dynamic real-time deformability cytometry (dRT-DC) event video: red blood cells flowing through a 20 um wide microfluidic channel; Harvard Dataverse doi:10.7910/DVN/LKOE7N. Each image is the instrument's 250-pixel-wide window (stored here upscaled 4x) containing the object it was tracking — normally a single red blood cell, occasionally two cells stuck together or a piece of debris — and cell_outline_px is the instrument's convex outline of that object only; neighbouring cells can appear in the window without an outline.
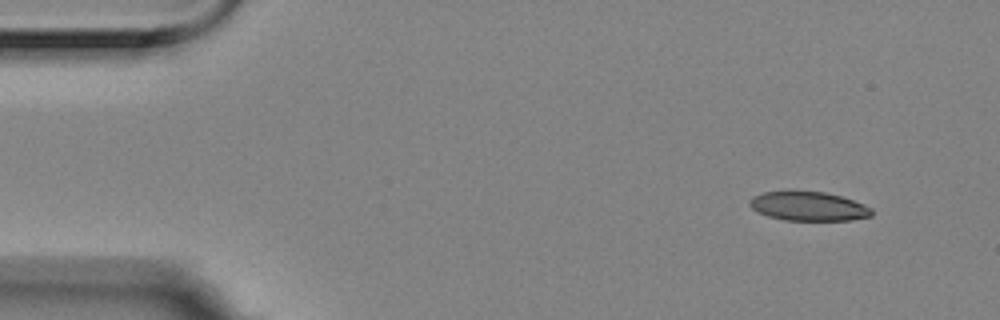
{"species": "Egyptian fruit bat (a non-hibernating species)", "species_latin": "Rousettus aegyptiacus", "temperature_condition": "room temperature", "stored_images_in_passage": 4, "camera_frame_rate_fps": 3000, "um_per_image_px": 0.085, "animal": {"sex": "female"}, "frame": {"image": 1, "passage_image": 1, "time_ms": 0.0, "image_size_px": [1000, 320], "cell_outline_px": [[872, 216], [852, 220], [784, 220], [768, 216], [752, 208], [748, 204], [748, 200], [752, 196], [764, 192], [788, 188], [824, 192], [840, 196], [864, 204], [872, 208]], "centroid_in_image_um": [68.67, 17.49], "position_along_channel_um": 16.3, "area_um2": 21.33}}
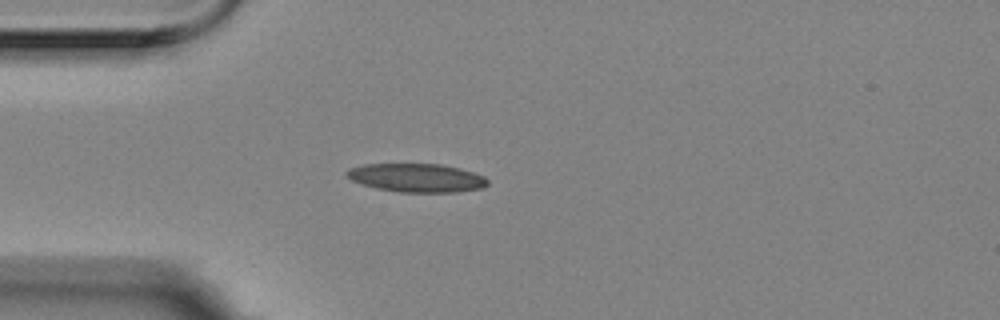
{"frame": {"image": 2, "passage_image": 3, "time_ms": 0.667, "image_size_px": [1000, 320], "cell_outline_px": [[488, 184], [484, 188], [456, 192], [400, 192], [376, 188], [352, 180], [344, 172], [348, 168], [364, 164], [440, 164], [460, 168], [484, 176], [488, 180]], "centroid_in_image_um": [35.43, 15.11], "position_along_channel_um": 49.6, "area_um2": 23.41}}